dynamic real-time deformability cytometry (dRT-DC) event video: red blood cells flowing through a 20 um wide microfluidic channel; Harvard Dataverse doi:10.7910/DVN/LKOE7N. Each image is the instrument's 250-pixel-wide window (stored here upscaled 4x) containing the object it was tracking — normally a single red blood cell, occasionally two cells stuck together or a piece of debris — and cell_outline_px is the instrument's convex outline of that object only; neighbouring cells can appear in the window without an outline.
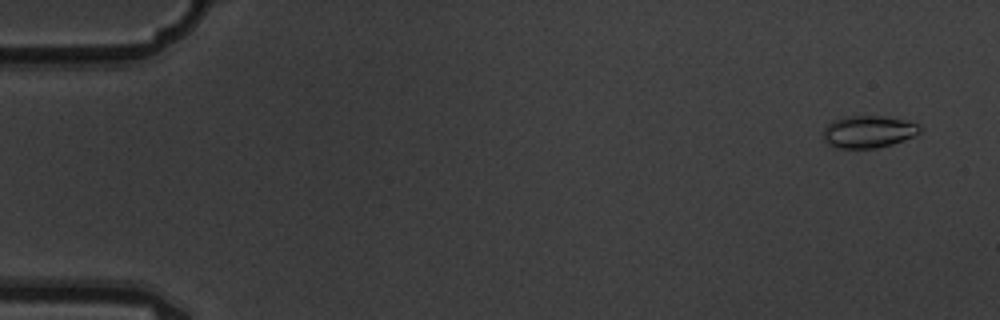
{"species": "common noctule bat (a hibernating species)", "species_latin": "Nyctalus noctula", "temperature_condition": "warm", "stored_images_in_passage": 6, "camera_frame_rate_fps": 3000, "um_per_image_px": 0.085, "animal": {"sex": "male", "body_mass_g": 19.5, "forearm_length_mm": 54.6}, "frame": {"image": 1, "passage_image": 1, "time_ms": 0.0, "image_size_px": [1000, 320], "cell_outline_px": [[920, 132], [912, 136], [892, 144], [876, 148], [832, 148], [824, 140], [824, 128], [828, 124], [844, 116], [884, 116], [904, 120], [920, 124]], "centroid_in_image_um": [73.79, 11.2], "position_along_channel_um": 11.2, "area_um2": 18.03}}
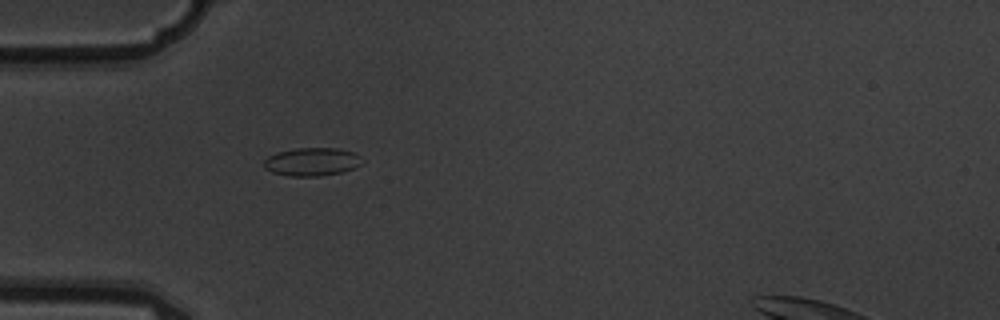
{"frame": {"image": 2, "passage_image": 5, "time_ms": 1.333, "image_size_px": [1000, 320], "cell_outline_px": [[360, 164], [344, 172], [320, 176], [288, 176], [272, 172], [264, 168], [264, 160], [268, 156], [276, 152], [296, 148], [336, 148], [352, 152], [356, 156]], "centroid_in_image_um": [26.42, 13.76], "position_along_channel_um": 58.6, "area_um2": 15.9}}